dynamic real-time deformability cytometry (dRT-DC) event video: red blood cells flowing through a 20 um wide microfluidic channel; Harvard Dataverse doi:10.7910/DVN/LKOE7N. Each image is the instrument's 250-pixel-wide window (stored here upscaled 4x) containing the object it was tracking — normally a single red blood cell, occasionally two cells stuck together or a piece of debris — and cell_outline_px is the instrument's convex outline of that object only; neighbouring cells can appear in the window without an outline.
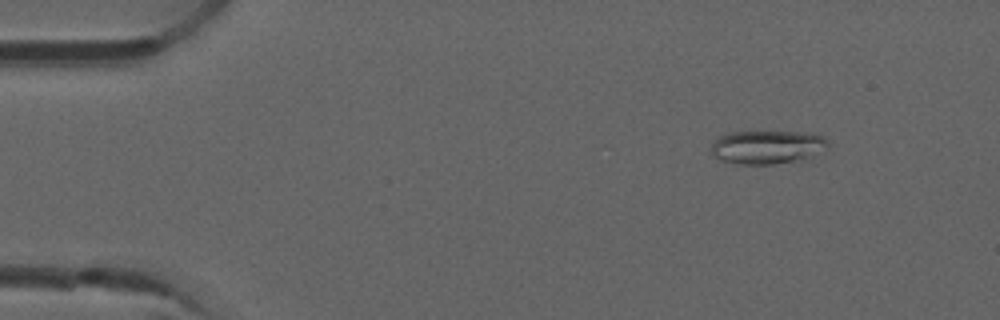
{"species": "common noctule bat (a hibernating species)", "species_latin": "Nyctalus noctula", "temperature_condition": "room temperature", "stored_images_in_passage": 40, "camera_frame_rate_fps": 3000, "um_per_image_px": 0.085, "animal": {"sex": "male", "forearm_length_mm": 52.5}, "frame": {"image": 1, "passage_image": 6, "time_ms": 1.667, "image_size_px": [1000, 320], "cell_outline_px": [[828, 144], [812, 160], [772, 164], [736, 164], [712, 156], [712, 144], [720, 136], [732, 132], [808, 132], [824, 136], [828, 140]], "centroid_in_image_um": [65.3, 12.52], "position_along_channel_um": 19.7, "area_um2": 23.12}}
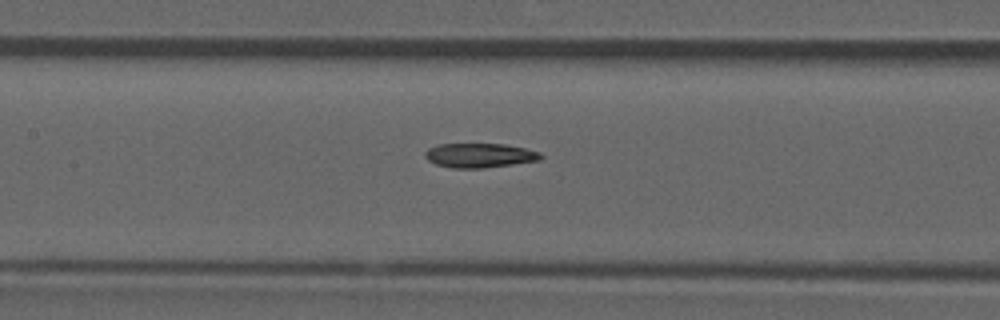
{"frame": {"image": 2, "passage_image": 24, "time_ms": 7.667, "image_size_px": [1000, 320], "cell_outline_px": [[544, 156], [540, 160], [484, 168], [452, 168], [436, 164], [428, 160], [424, 156], [424, 152], [428, 148], [440, 144], [504, 144], [524, 148], [540, 152]], "centroid_in_image_um": [40.76, 13.21], "position_along_channel_um": 166.6, "area_um2": 16.42}}
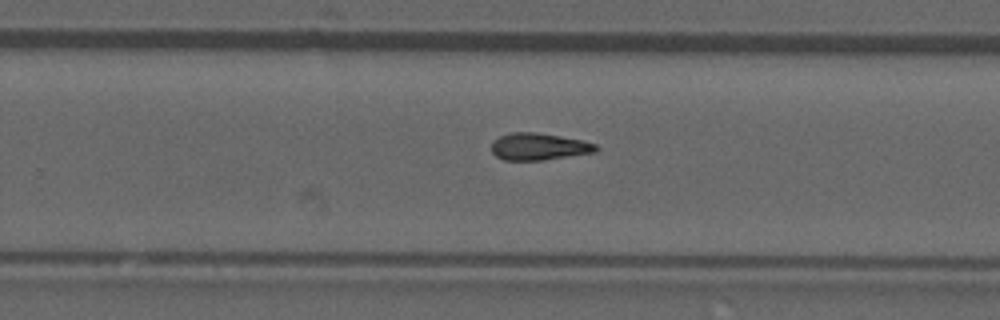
{"frame": {"image": 3, "passage_image": 33, "time_ms": 10.667, "image_size_px": [1000, 320], "cell_outline_px": [[600, 148], [596, 152], [544, 160], [504, 160], [496, 156], [492, 152], [492, 140], [500, 136], [512, 132], [536, 132], [584, 140], [596, 144]], "centroid_in_image_um": [45.82, 12.46], "position_along_channel_um": 284.0, "area_um2": 16.59}}